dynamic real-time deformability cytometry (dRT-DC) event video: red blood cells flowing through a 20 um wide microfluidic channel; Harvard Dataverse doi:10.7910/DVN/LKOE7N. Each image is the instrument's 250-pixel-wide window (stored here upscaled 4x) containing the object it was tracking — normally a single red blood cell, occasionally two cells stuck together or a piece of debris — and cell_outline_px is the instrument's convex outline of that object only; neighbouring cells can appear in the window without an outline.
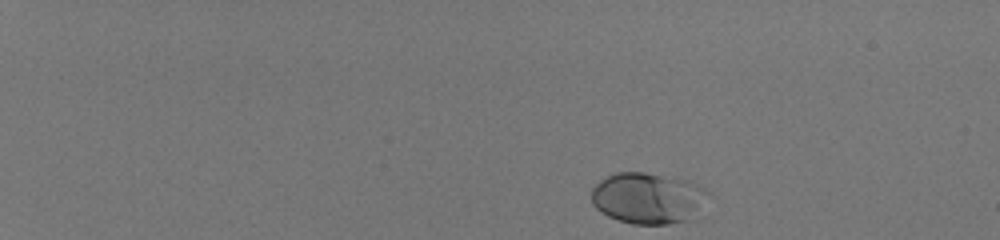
{"species": "human", "species_latin": "Homo sapiens", "temperature_condition": "room temperature", "stored_images_in_passage": 45, "camera_frame_rate_fps": 3000, "um_per_image_px": 0.085, "donor": {"sex": "male"}, "frame": {"image": 1, "passage_image": 1, "time_ms": 0.0, "image_size_px": [1000, 240], "cell_outline_px": [[708, 192], [688, 220], [668, 224], [632, 224], [608, 216], [600, 212], [592, 204], [592, 188], [600, 180], [616, 172], [644, 172], [688, 180], [704, 188]], "centroid_in_image_um": [54.99, 16.83], "position_along_channel_um": 30.0, "area_um2": 34.16}}
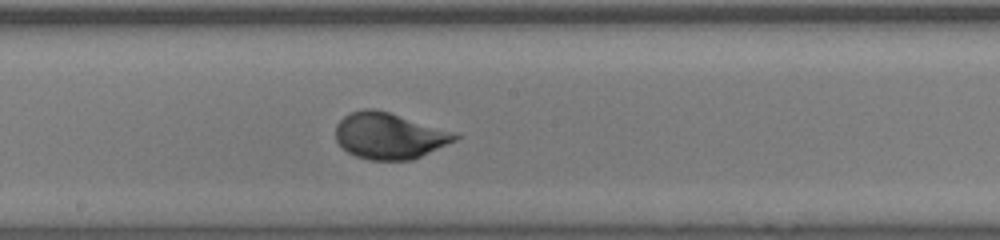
{"frame": {"image": 2, "passage_image": 26, "time_ms": 8.333, "image_size_px": [1000, 240], "cell_outline_px": [[460, 136], [456, 140], [412, 160], [368, 160], [356, 156], [348, 152], [336, 140], [336, 124], [344, 116], [352, 112], [364, 108], [372, 108], [388, 112], [456, 132]], "centroid_in_image_um": [33.08, 11.54], "position_along_channel_um": 215.1, "area_um2": 31.96}}
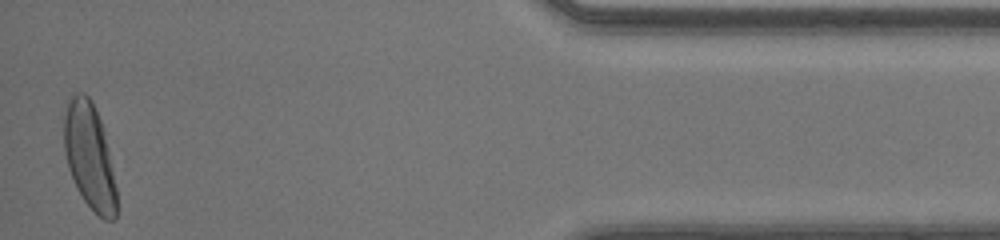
{"frame": {"image": 3, "passage_image": 45, "time_ms": 14.667, "image_size_px": [1000, 240], "cell_outline_px": [[116, 216], [112, 220], [104, 220], [84, 200], [76, 188], [68, 168], [64, 152], [64, 116], [72, 92], [84, 92], [92, 100], [104, 128], [116, 188]], "centroid_in_image_um": [7.59, 13.24], "position_along_channel_um": 427.6, "area_um2": 32.37}, "authors_computed_cell_mechanics": {"area_um2": 30.9808, "velocity_mm_per_s": 4.0976, "shape_relaxation_time_tau1_ms": 3.2949, "shape_relaxation_time_tau2_ms": null, "deformation_change_tau1": 0.1723, "deformation_change_tau2": null}}